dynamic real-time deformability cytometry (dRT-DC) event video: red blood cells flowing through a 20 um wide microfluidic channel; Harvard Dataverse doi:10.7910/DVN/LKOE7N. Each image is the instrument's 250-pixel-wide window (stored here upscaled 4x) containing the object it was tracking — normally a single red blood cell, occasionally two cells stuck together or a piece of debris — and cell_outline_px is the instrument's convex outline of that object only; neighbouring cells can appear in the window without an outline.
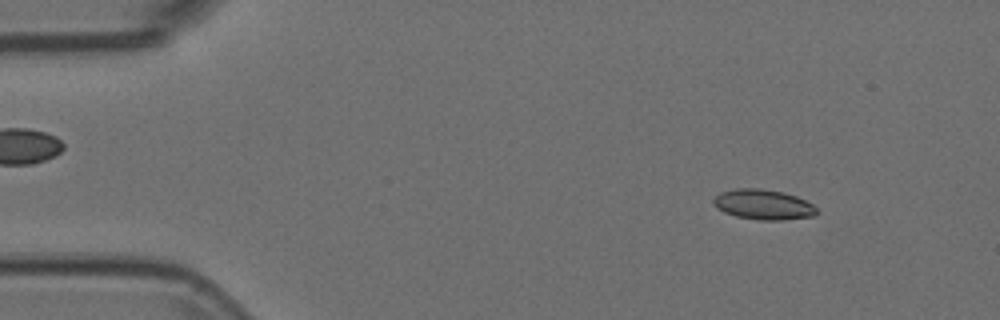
{"species": "Egyptian fruit bat (a non-hibernating species)", "species_latin": "Rousettus aegyptiacus", "temperature_condition": "room temperature", "stored_images_in_passage": 54, "camera_frame_rate_fps": 3000, "um_per_image_px": 0.085, "animal": {"sex": "female"}, "frame": {"image": 1, "passage_image": 6, "time_ms": 1.667, "image_size_px": [1000, 320], "cell_outline_px": [[820, 212], [816, 216], [784, 220], [760, 220], [736, 216], [724, 212], [716, 208], [712, 204], [712, 200], [720, 192], [736, 188], [760, 188], [784, 192], [796, 196], [812, 204]], "centroid_in_image_um": [64.89, 17.39], "position_along_channel_um": 20.1, "area_um2": 18.38}}
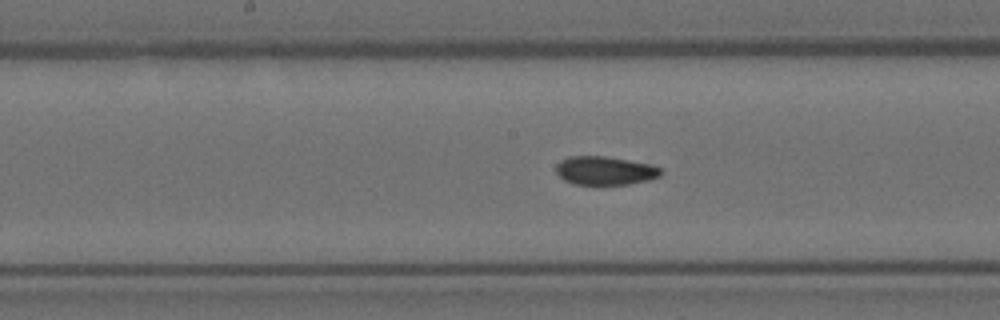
{"frame": {"image": 2, "passage_image": 27, "time_ms": 8.667, "image_size_px": [1000, 320], "cell_outline_px": [[664, 172], [660, 176], [648, 180], [628, 184], [572, 184], [564, 180], [556, 172], [556, 164], [560, 160], [568, 156], [604, 156], [628, 160], [648, 164], [660, 168]], "centroid_in_image_um": [51.4, 14.5], "position_along_channel_um": 196.8, "area_um2": 17.4}}
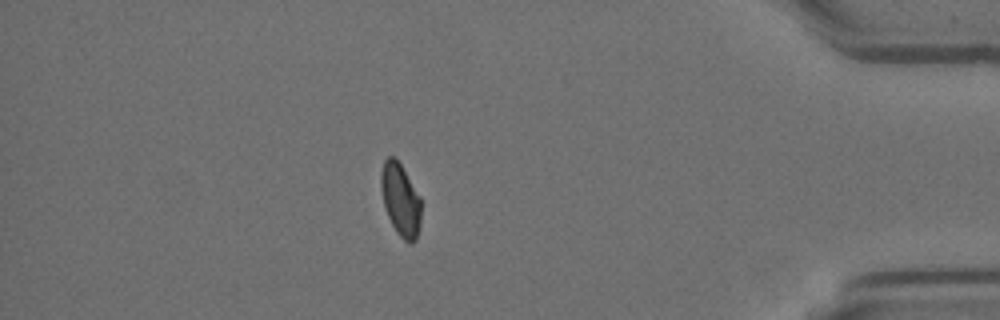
{"frame": {"image": 3, "passage_image": 47, "time_ms": 15.333, "image_size_px": [1000, 320], "cell_outline_px": [[420, 224], [416, 240], [412, 244], [408, 244], [396, 232], [388, 216], [384, 204], [380, 188], [380, 172], [384, 160], [388, 156], [396, 156], [420, 196]], "centroid_in_image_um": [34.03, 16.96], "position_along_channel_um": 401.2, "area_um2": 17.17}}